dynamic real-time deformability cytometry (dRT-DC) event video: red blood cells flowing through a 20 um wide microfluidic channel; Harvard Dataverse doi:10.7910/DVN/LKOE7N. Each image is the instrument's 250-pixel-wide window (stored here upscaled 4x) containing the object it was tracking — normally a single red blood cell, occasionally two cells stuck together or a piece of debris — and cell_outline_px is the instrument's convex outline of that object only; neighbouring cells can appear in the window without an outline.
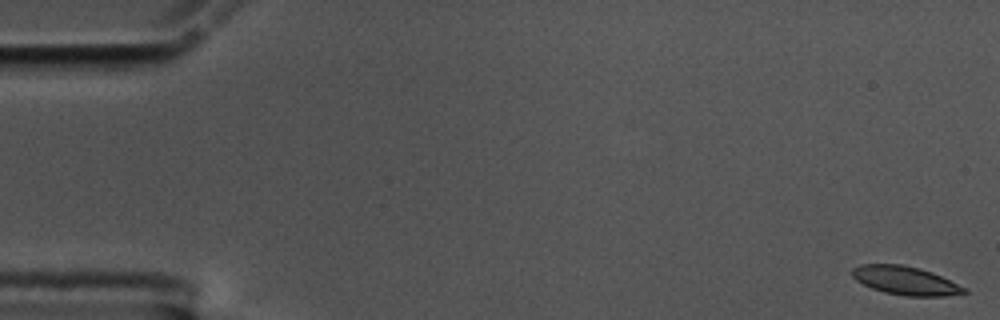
{"species": "common noctule bat (a hibernating species)", "species_latin": "Nyctalus noctula", "temperature_condition": "cold", "stored_images_in_passage": 57, "camera_frame_rate_fps": 3000, "um_per_image_px": 0.085, "animal": {"sex": "male", "body_mass_g": 17.5, "forearm_length_mm": 52.3}, "frame": {"image": 1, "passage_image": 1, "time_ms": 0.0, "image_size_px": [1000, 320], "cell_outline_px": [[968, 292], [944, 296], [908, 296], [884, 292], [872, 288], [856, 280], [852, 276], [852, 268], [860, 264], [904, 264], [920, 268], [932, 272], [968, 288]], "centroid_in_image_um": [76.98, 23.84], "position_along_channel_um": 8.0, "area_um2": 18.67}}
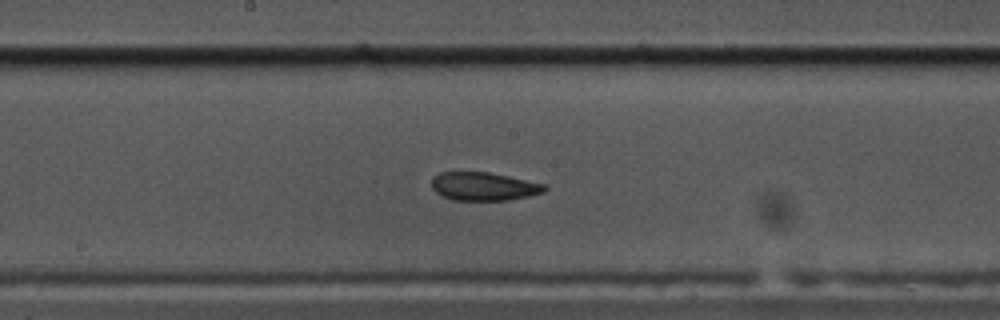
{"frame": {"image": 2, "passage_image": 30, "time_ms": 9.667, "image_size_px": [1000, 320], "cell_outline_px": [[548, 188], [544, 192], [528, 196], [508, 200], [452, 200], [436, 192], [432, 188], [432, 176], [440, 172], [488, 172], [548, 184]], "centroid_in_image_um": [41.14, 15.84], "position_along_channel_um": 207.1, "area_um2": 18.73}}
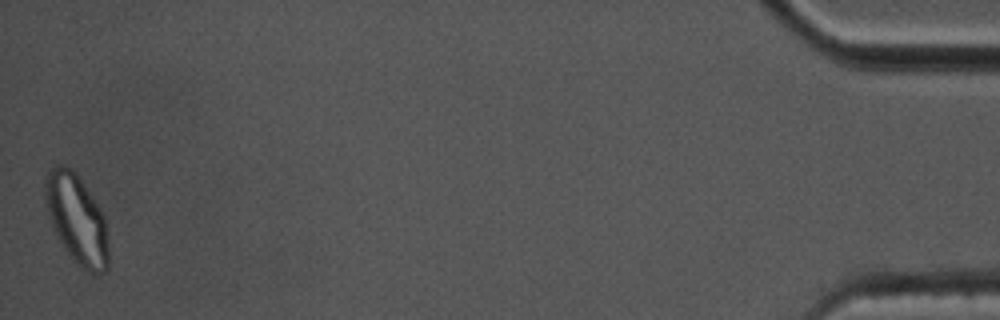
{"frame": {"image": 3, "passage_image": 57, "time_ms": 18.667, "image_size_px": [1000, 320], "cell_outline_px": [[108, 268], [104, 272], [96, 276], [84, 268], [64, 248], [56, 236], [52, 228], [44, 196], [44, 180], [48, 168], [52, 164], [64, 164], [80, 180], [104, 216], [108, 232]], "centroid_in_image_um": [6.5, 18.62], "position_along_channel_um": 428.7, "area_um2": 32.71}, "authors_computed_cell_mechanics": {"area_um2": 19.5364, "velocity_mm_per_s": 3.5084, "shape_relaxation_time_tau1_ms": null, "shape_relaxation_time_tau2_ms": 1.9494, "deformation_change_tau1": null, "deformation_change_tau2": 0.0717}}